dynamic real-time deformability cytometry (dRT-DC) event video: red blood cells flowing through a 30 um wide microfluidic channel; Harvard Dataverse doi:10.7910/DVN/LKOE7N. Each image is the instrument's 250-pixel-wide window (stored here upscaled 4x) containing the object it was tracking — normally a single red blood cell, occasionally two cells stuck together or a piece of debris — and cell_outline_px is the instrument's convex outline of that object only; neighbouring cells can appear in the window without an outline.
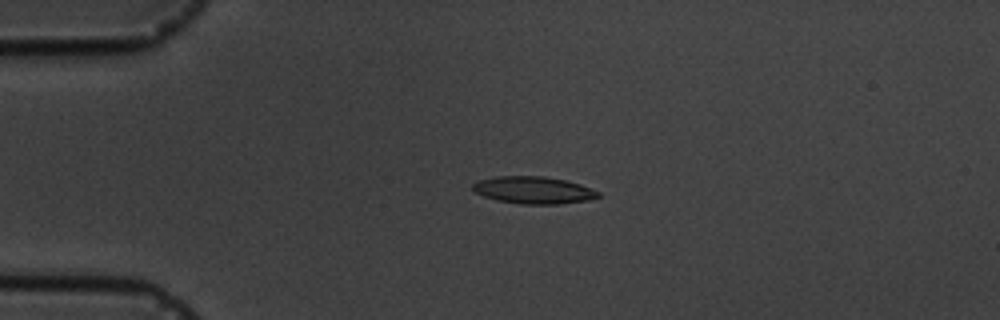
{"species": "common noctule bat (a hibernating species)", "species_latin": "Nyctalus noctula", "temperature_condition": "cold", "stored_images_in_passage": 5, "camera_frame_rate_fps": 3000, "um_per_image_px": 0.085, "animal": {"sex": "male", "body_mass_g": 19.5, "forearm_length_mm": 54.6}, "frame": {"image": 1, "passage_image": 4, "time_ms": 4.333, "image_size_px": [1000, 320], "cell_outline_px": [[600, 196], [588, 200], [556, 204], [520, 204], [496, 200], [484, 196], [476, 192], [472, 188], [472, 184], [476, 180], [496, 176], [544, 176], [564, 180], [580, 184], [600, 192]], "centroid_in_image_um": [45.31, 16.15], "position_along_channel_um": 39.7, "area_um2": 19.88}}